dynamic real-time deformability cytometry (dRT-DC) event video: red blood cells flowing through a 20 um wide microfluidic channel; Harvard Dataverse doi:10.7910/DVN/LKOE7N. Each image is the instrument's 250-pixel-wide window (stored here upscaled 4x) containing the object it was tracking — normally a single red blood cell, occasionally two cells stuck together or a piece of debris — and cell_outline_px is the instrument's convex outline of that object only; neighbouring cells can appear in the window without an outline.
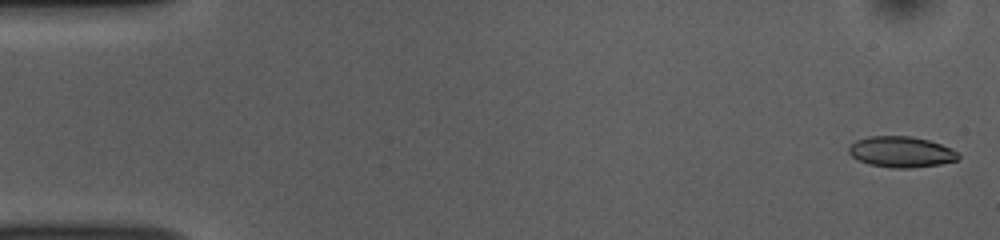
{"species": "common noctule bat (a hibernating species)", "species_latin": "Nyctalus noctula", "temperature_condition": "room temperature", "stored_images_in_passage": 53, "camera_frame_rate_fps": 3000, "um_per_image_px": 0.085, "animal": {"sex": "female", "body_mass_g": 10.0, "forearm_length_mm": 53.1}, "frame": {"image": 1, "passage_image": 2, "time_ms": 0.333, "image_size_px": [1000, 240], "cell_outline_px": [[960, 160], [940, 164], [908, 168], [892, 168], [868, 164], [852, 156], [848, 152], [848, 148], [856, 140], [868, 136], [912, 136], [928, 140], [952, 148], [960, 156]], "centroid_in_image_um": [76.61, 12.91], "position_along_channel_um": 8.4, "area_um2": 19.71}}
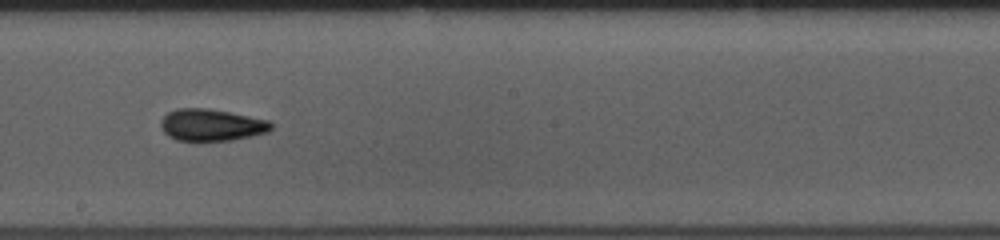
{"frame": {"image": 2, "passage_image": 30, "time_ms": 9.667, "image_size_px": [1000, 240], "cell_outline_px": [[272, 128], [268, 132], [252, 136], [232, 140], [176, 140], [168, 136], [164, 132], [160, 124], [160, 120], [168, 112], [176, 108], [208, 108], [272, 120]], "centroid_in_image_um": [17.99, 10.61], "position_along_channel_um": 230.2, "area_um2": 20.63}}
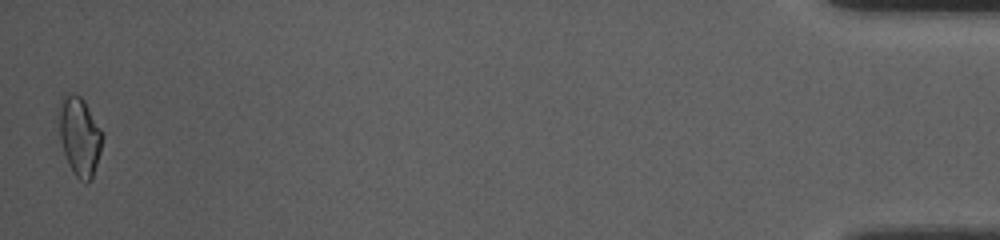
{"frame": {"image": 3, "passage_image": 53, "time_ms": 17.333, "image_size_px": [1000, 240], "cell_outline_px": [[104, 136], [100, 152], [92, 176], [84, 184], [76, 176], [68, 164], [60, 140], [56, 108], [60, 96], [64, 92], [72, 92], [80, 96], [84, 100], [104, 132]], "centroid_in_image_um": [6.72, 11.47], "position_along_channel_um": 428.5, "area_um2": 20.63}, "authors_computed_cell_mechanics": {"area_um2": 19.7098, "velocity_mm_per_s": 3.784, "shape_relaxation_time_tau1_ms": 6.4469, "shape_relaxation_time_tau2_ms": 2.9439, "deformation_change_tau1": 0.1318, "deformation_change_tau2": 0.0864}}